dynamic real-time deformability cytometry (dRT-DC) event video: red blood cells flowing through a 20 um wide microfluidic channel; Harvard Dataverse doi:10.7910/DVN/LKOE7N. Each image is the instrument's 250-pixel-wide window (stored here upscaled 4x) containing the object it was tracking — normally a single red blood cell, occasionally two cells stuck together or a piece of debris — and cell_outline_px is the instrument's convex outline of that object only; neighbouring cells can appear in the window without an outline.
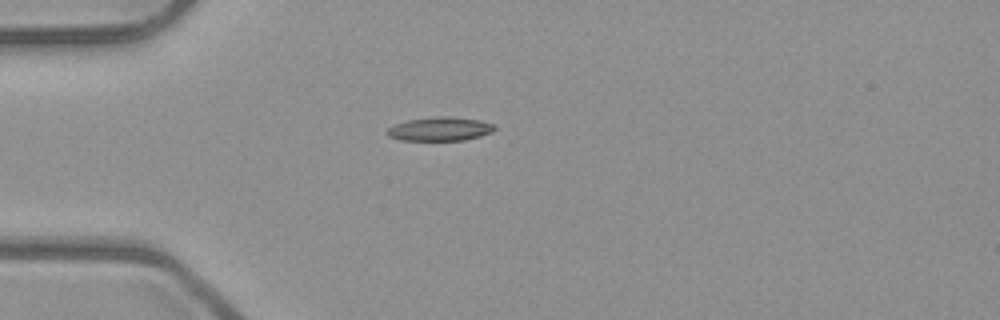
{"species": "common noctule bat (a hibernating species)", "species_latin": "Nyctalus noctula", "temperature_condition": "room temperature", "stored_images_in_passage": 1, "camera_frame_rate_fps": 3000, "um_per_image_px": 0.085, "animal": {"sex": "male", "body_mass_g": 23.1, "forearm_length_mm": 52.7}, "frame": {"image": 1, "passage_image": 1, "time_ms": 0.0, "image_size_px": [1000, 320], "cell_outline_px": [[496, 128], [492, 132], [480, 136], [464, 140], [400, 140], [388, 136], [384, 132], [388, 128], [396, 124], [408, 120], [436, 116], [448, 116], [480, 120], [496, 124]], "centroid_in_image_um": [37.41, 10.96], "position_along_channel_um": 47.6, "area_um2": 14.97}}